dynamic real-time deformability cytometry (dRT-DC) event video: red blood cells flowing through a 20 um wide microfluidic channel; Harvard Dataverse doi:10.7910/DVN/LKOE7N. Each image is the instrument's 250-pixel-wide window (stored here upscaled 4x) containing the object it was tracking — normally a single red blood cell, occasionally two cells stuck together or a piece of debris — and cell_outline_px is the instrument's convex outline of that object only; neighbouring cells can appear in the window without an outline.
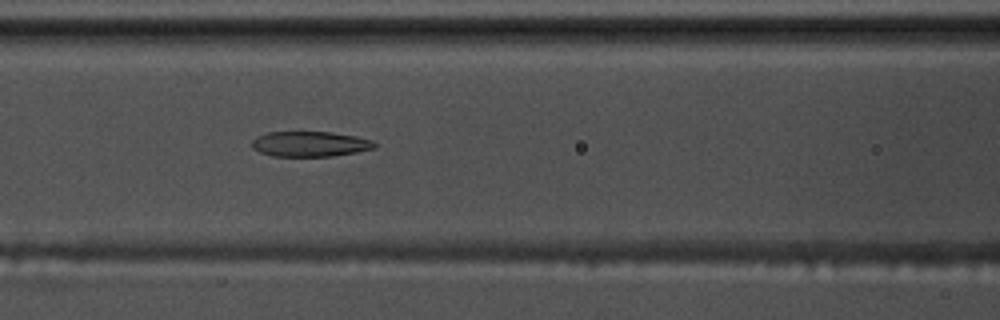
{"species": "common noctule bat (a hibernating species)", "species_latin": "Nyctalus noctula", "temperature_condition": "warm", "stored_images_in_passage": 43, "camera_frame_rate_fps": 3000, "um_per_image_px": 0.085, "animal": {"sex": "male", "body_mass_g": 17.5, "forearm_length_mm": 52.3}, "frame": {"image": 1, "passage_image": 11, "time_ms": 3.333, "image_size_px": [1000, 320], "cell_outline_px": [[376, 148], [356, 152], [332, 156], [272, 156], [260, 152], [252, 148], [252, 140], [256, 136], [268, 132], [332, 132], [356, 136], [372, 140], [376, 144]], "centroid_in_image_um": [26.34, 12.23], "position_along_channel_um": 140.3, "area_um2": 18.09}}
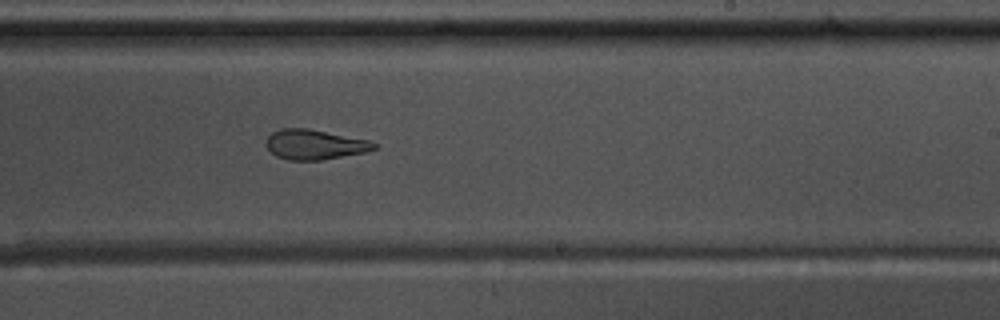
{"frame": {"image": 2, "passage_image": 21, "time_ms": 6.667, "image_size_px": [1000, 320], "cell_outline_px": [[376, 148], [364, 152], [320, 160], [288, 160], [276, 156], [264, 144], [268, 136], [272, 132], [280, 128], [308, 128], [368, 140], [376, 144]], "centroid_in_image_um": [26.69, 12.28], "position_along_channel_um": 262.3, "area_um2": 18.67}}
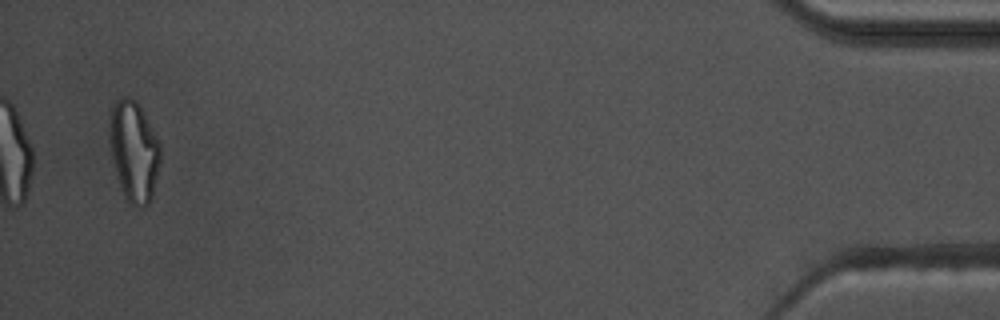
{"frame": {"image": 3, "passage_image": 41, "time_ms": 13.333, "image_size_px": [1000, 320], "cell_outline_px": [[160, 160], [152, 200], [144, 208], [136, 208], [128, 204], [124, 196], [112, 160], [108, 136], [112, 108], [116, 100], [124, 96], [128, 96], [136, 100], [140, 104], [160, 144]], "centroid_in_image_um": [11.38, 12.88], "position_along_channel_um": 423.8, "area_um2": 30.11}, "authors_computed_cell_mechanics": {"area_um2": 19.7098, "velocity_mm_per_s": 3.6771, "shape_relaxation_time_tau1_ms": null, "shape_relaxation_time_tau2_ms": 2.7188, "deformation_change_tau1": null, "deformation_change_tau2": 0.1141}}